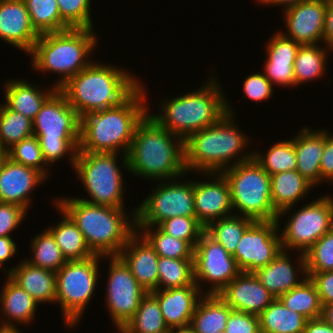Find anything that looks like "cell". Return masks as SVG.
<instances>
[{
	"mask_svg": "<svg viewBox=\"0 0 333 333\" xmlns=\"http://www.w3.org/2000/svg\"><path fill=\"white\" fill-rule=\"evenodd\" d=\"M322 43L333 52V1L326 0Z\"/></svg>",
	"mask_w": 333,
	"mask_h": 333,
	"instance_id": "obj_54",
	"label": "cell"
},
{
	"mask_svg": "<svg viewBox=\"0 0 333 333\" xmlns=\"http://www.w3.org/2000/svg\"><path fill=\"white\" fill-rule=\"evenodd\" d=\"M45 182L47 178L37 169L7 158L0 171V202L18 205L28 212L34 201L31 193Z\"/></svg>",
	"mask_w": 333,
	"mask_h": 333,
	"instance_id": "obj_19",
	"label": "cell"
},
{
	"mask_svg": "<svg viewBox=\"0 0 333 333\" xmlns=\"http://www.w3.org/2000/svg\"><path fill=\"white\" fill-rule=\"evenodd\" d=\"M98 39L94 29L86 28L40 34L28 54L31 68L34 72L58 75L52 86L59 89L93 61Z\"/></svg>",
	"mask_w": 333,
	"mask_h": 333,
	"instance_id": "obj_7",
	"label": "cell"
},
{
	"mask_svg": "<svg viewBox=\"0 0 333 333\" xmlns=\"http://www.w3.org/2000/svg\"><path fill=\"white\" fill-rule=\"evenodd\" d=\"M103 256L67 261L56 272V302L64 320V327H78L87 305L96 294Z\"/></svg>",
	"mask_w": 333,
	"mask_h": 333,
	"instance_id": "obj_11",
	"label": "cell"
},
{
	"mask_svg": "<svg viewBox=\"0 0 333 333\" xmlns=\"http://www.w3.org/2000/svg\"><path fill=\"white\" fill-rule=\"evenodd\" d=\"M213 73L215 70L209 72L211 77H207L198 89L159 102L156 114L148 108V115L184 141L191 134L214 125L227 113V95L221 88L218 75Z\"/></svg>",
	"mask_w": 333,
	"mask_h": 333,
	"instance_id": "obj_6",
	"label": "cell"
},
{
	"mask_svg": "<svg viewBox=\"0 0 333 333\" xmlns=\"http://www.w3.org/2000/svg\"><path fill=\"white\" fill-rule=\"evenodd\" d=\"M139 232L162 257L171 259H193L194 248L185 240L164 233L158 226L136 227Z\"/></svg>",
	"mask_w": 333,
	"mask_h": 333,
	"instance_id": "obj_41",
	"label": "cell"
},
{
	"mask_svg": "<svg viewBox=\"0 0 333 333\" xmlns=\"http://www.w3.org/2000/svg\"><path fill=\"white\" fill-rule=\"evenodd\" d=\"M127 158L128 174L139 179L155 183L187 174L184 140L148 114L136 127Z\"/></svg>",
	"mask_w": 333,
	"mask_h": 333,
	"instance_id": "obj_3",
	"label": "cell"
},
{
	"mask_svg": "<svg viewBox=\"0 0 333 333\" xmlns=\"http://www.w3.org/2000/svg\"><path fill=\"white\" fill-rule=\"evenodd\" d=\"M269 37L264 51L266 60L263 65V73L275 87H295L293 64L300 47L294 40L283 36L279 31H274Z\"/></svg>",
	"mask_w": 333,
	"mask_h": 333,
	"instance_id": "obj_22",
	"label": "cell"
},
{
	"mask_svg": "<svg viewBox=\"0 0 333 333\" xmlns=\"http://www.w3.org/2000/svg\"><path fill=\"white\" fill-rule=\"evenodd\" d=\"M170 333H195L190 326L171 329Z\"/></svg>",
	"mask_w": 333,
	"mask_h": 333,
	"instance_id": "obj_60",
	"label": "cell"
},
{
	"mask_svg": "<svg viewBox=\"0 0 333 333\" xmlns=\"http://www.w3.org/2000/svg\"><path fill=\"white\" fill-rule=\"evenodd\" d=\"M279 299L288 309L303 315L307 320L321 317L323 306L316 286L309 277Z\"/></svg>",
	"mask_w": 333,
	"mask_h": 333,
	"instance_id": "obj_36",
	"label": "cell"
},
{
	"mask_svg": "<svg viewBox=\"0 0 333 333\" xmlns=\"http://www.w3.org/2000/svg\"><path fill=\"white\" fill-rule=\"evenodd\" d=\"M326 0H307L282 12L285 31L283 36L300 45L322 44Z\"/></svg>",
	"mask_w": 333,
	"mask_h": 333,
	"instance_id": "obj_18",
	"label": "cell"
},
{
	"mask_svg": "<svg viewBox=\"0 0 333 333\" xmlns=\"http://www.w3.org/2000/svg\"><path fill=\"white\" fill-rule=\"evenodd\" d=\"M303 1L307 0H255V2L259 5L263 6H277V7H282L281 10L284 11L285 9L295 6L296 4H299Z\"/></svg>",
	"mask_w": 333,
	"mask_h": 333,
	"instance_id": "obj_56",
	"label": "cell"
},
{
	"mask_svg": "<svg viewBox=\"0 0 333 333\" xmlns=\"http://www.w3.org/2000/svg\"><path fill=\"white\" fill-rule=\"evenodd\" d=\"M52 204L61 216L59 222L52 226H46L55 238L56 244L60 248L67 261L84 260L94 256L85 242L82 232L79 230L72 218L55 203Z\"/></svg>",
	"mask_w": 333,
	"mask_h": 333,
	"instance_id": "obj_31",
	"label": "cell"
},
{
	"mask_svg": "<svg viewBox=\"0 0 333 333\" xmlns=\"http://www.w3.org/2000/svg\"><path fill=\"white\" fill-rule=\"evenodd\" d=\"M108 259L106 283V312L111 318L116 332H120L133 318L142 298L148 293L130 272L119 256H103Z\"/></svg>",
	"mask_w": 333,
	"mask_h": 333,
	"instance_id": "obj_14",
	"label": "cell"
},
{
	"mask_svg": "<svg viewBox=\"0 0 333 333\" xmlns=\"http://www.w3.org/2000/svg\"><path fill=\"white\" fill-rule=\"evenodd\" d=\"M277 220L254 221L243 233L234 259L242 272H254L269 264L283 249Z\"/></svg>",
	"mask_w": 333,
	"mask_h": 333,
	"instance_id": "obj_16",
	"label": "cell"
},
{
	"mask_svg": "<svg viewBox=\"0 0 333 333\" xmlns=\"http://www.w3.org/2000/svg\"><path fill=\"white\" fill-rule=\"evenodd\" d=\"M32 26L39 34L59 32L70 27L61 19L57 0H23Z\"/></svg>",
	"mask_w": 333,
	"mask_h": 333,
	"instance_id": "obj_42",
	"label": "cell"
},
{
	"mask_svg": "<svg viewBox=\"0 0 333 333\" xmlns=\"http://www.w3.org/2000/svg\"><path fill=\"white\" fill-rule=\"evenodd\" d=\"M33 136L37 137L43 159L50 169L52 164L66 157L74 169L80 140V117L59 89L46 99L33 119Z\"/></svg>",
	"mask_w": 333,
	"mask_h": 333,
	"instance_id": "obj_8",
	"label": "cell"
},
{
	"mask_svg": "<svg viewBox=\"0 0 333 333\" xmlns=\"http://www.w3.org/2000/svg\"><path fill=\"white\" fill-rule=\"evenodd\" d=\"M289 253L282 250L269 264L253 272L275 298H279L307 278L305 254L298 253L294 261Z\"/></svg>",
	"mask_w": 333,
	"mask_h": 333,
	"instance_id": "obj_20",
	"label": "cell"
},
{
	"mask_svg": "<svg viewBox=\"0 0 333 333\" xmlns=\"http://www.w3.org/2000/svg\"><path fill=\"white\" fill-rule=\"evenodd\" d=\"M61 19L70 28L94 29L91 0H57Z\"/></svg>",
	"mask_w": 333,
	"mask_h": 333,
	"instance_id": "obj_46",
	"label": "cell"
},
{
	"mask_svg": "<svg viewBox=\"0 0 333 333\" xmlns=\"http://www.w3.org/2000/svg\"><path fill=\"white\" fill-rule=\"evenodd\" d=\"M187 175L189 173L180 179L157 181L151 193L136 206V227L158 226L178 216H196L193 181Z\"/></svg>",
	"mask_w": 333,
	"mask_h": 333,
	"instance_id": "obj_13",
	"label": "cell"
},
{
	"mask_svg": "<svg viewBox=\"0 0 333 333\" xmlns=\"http://www.w3.org/2000/svg\"><path fill=\"white\" fill-rule=\"evenodd\" d=\"M74 197L61 195L55 198V203L76 223L94 255L118 256L136 232V207L128 211L90 204Z\"/></svg>",
	"mask_w": 333,
	"mask_h": 333,
	"instance_id": "obj_5",
	"label": "cell"
},
{
	"mask_svg": "<svg viewBox=\"0 0 333 333\" xmlns=\"http://www.w3.org/2000/svg\"><path fill=\"white\" fill-rule=\"evenodd\" d=\"M332 195H319L318 198L309 201L310 203H302L300 208L292 206L278 213V225L283 217L288 215L284 228L282 231L279 229L284 251L305 254L319 238L333 228ZM294 207L297 208L296 211Z\"/></svg>",
	"mask_w": 333,
	"mask_h": 333,
	"instance_id": "obj_12",
	"label": "cell"
},
{
	"mask_svg": "<svg viewBox=\"0 0 333 333\" xmlns=\"http://www.w3.org/2000/svg\"><path fill=\"white\" fill-rule=\"evenodd\" d=\"M118 256L148 293L158 290L159 255L139 232L128 239Z\"/></svg>",
	"mask_w": 333,
	"mask_h": 333,
	"instance_id": "obj_25",
	"label": "cell"
},
{
	"mask_svg": "<svg viewBox=\"0 0 333 333\" xmlns=\"http://www.w3.org/2000/svg\"><path fill=\"white\" fill-rule=\"evenodd\" d=\"M150 293L157 299L170 330L190 326L196 307L204 296L197 285L154 290Z\"/></svg>",
	"mask_w": 333,
	"mask_h": 333,
	"instance_id": "obj_24",
	"label": "cell"
},
{
	"mask_svg": "<svg viewBox=\"0 0 333 333\" xmlns=\"http://www.w3.org/2000/svg\"><path fill=\"white\" fill-rule=\"evenodd\" d=\"M158 227L166 234L187 241L193 248L199 241L205 228L196 216H178L165 220Z\"/></svg>",
	"mask_w": 333,
	"mask_h": 333,
	"instance_id": "obj_47",
	"label": "cell"
},
{
	"mask_svg": "<svg viewBox=\"0 0 333 333\" xmlns=\"http://www.w3.org/2000/svg\"><path fill=\"white\" fill-rule=\"evenodd\" d=\"M7 276L39 305L56 302V272L31 265L25 259L11 266Z\"/></svg>",
	"mask_w": 333,
	"mask_h": 333,
	"instance_id": "obj_27",
	"label": "cell"
},
{
	"mask_svg": "<svg viewBox=\"0 0 333 333\" xmlns=\"http://www.w3.org/2000/svg\"><path fill=\"white\" fill-rule=\"evenodd\" d=\"M231 310L218 294H204L192 316L190 327L195 333L225 331Z\"/></svg>",
	"mask_w": 333,
	"mask_h": 333,
	"instance_id": "obj_33",
	"label": "cell"
},
{
	"mask_svg": "<svg viewBox=\"0 0 333 333\" xmlns=\"http://www.w3.org/2000/svg\"><path fill=\"white\" fill-rule=\"evenodd\" d=\"M226 178L235 215L254 221L277 220L271 199L270 175L252 157L221 172Z\"/></svg>",
	"mask_w": 333,
	"mask_h": 333,
	"instance_id": "obj_10",
	"label": "cell"
},
{
	"mask_svg": "<svg viewBox=\"0 0 333 333\" xmlns=\"http://www.w3.org/2000/svg\"><path fill=\"white\" fill-rule=\"evenodd\" d=\"M26 216L24 208L0 202V237H12V232L22 224Z\"/></svg>",
	"mask_w": 333,
	"mask_h": 333,
	"instance_id": "obj_49",
	"label": "cell"
},
{
	"mask_svg": "<svg viewBox=\"0 0 333 333\" xmlns=\"http://www.w3.org/2000/svg\"><path fill=\"white\" fill-rule=\"evenodd\" d=\"M261 333H303L307 319L288 309L279 298L258 315Z\"/></svg>",
	"mask_w": 333,
	"mask_h": 333,
	"instance_id": "obj_34",
	"label": "cell"
},
{
	"mask_svg": "<svg viewBox=\"0 0 333 333\" xmlns=\"http://www.w3.org/2000/svg\"><path fill=\"white\" fill-rule=\"evenodd\" d=\"M321 318L333 327V302L323 306Z\"/></svg>",
	"mask_w": 333,
	"mask_h": 333,
	"instance_id": "obj_57",
	"label": "cell"
},
{
	"mask_svg": "<svg viewBox=\"0 0 333 333\" xmlns=\"http://www.w3.org/2000/svg\"><path fill=\"white\" fill-rule=\"evenodd\" d=\"M145 86L142 80L141 85L120 105L81 117L78 152H121L127 155L137 125L149 112Z\"/></svg>",
	"mask_w": 333,
	"mask_h": 333,
	"instance_id": "obj_1",
	"label": "cell"
},
{
	"mask_svg": "<svg viewBox=\"0 0 333 333\" xmlns=\"http://www.w3.org/2000/svg\"><path fill=\"white\" fill-rule=\"evenodd\" d=\"M316 286L322 306L333 302V271L313 273L309 277Z\"/></svg>",
	"mask_w": 333,
	"mask_h": 333,
	"instance_id": "obj_52",
	"label": "cell"
},
{
	"mask_svg": "<svg viewBox=\"0 0 333 333\" xmlns=\"http://www.w3.org/2000/svg\"><path fill=\"white\" fill-rule=\"evenodd\" d=\"M253 222L254 220L248 217L234 214L211 222L205 232L233 255L244 231Z\"/></svg>",
	"mask_w": 333,
	"mask_h": 333,
	"instance_id": "obj_39",
	"label": "cell"
},
{
	"mask_svg": "<svg viewBox=\"0 0 333 333\" xmlns=\"http://www.w3.org/2000/svg\"><path fill=\"white\" fill-rule=\"evenodd\" d=\"M7 158H8V150L0 144V171Z\"/></svg>",
	"mask_w": 333,
	"mask_h": 333,
	"instance_id": "obj_59",
	"label": "cell"
},
{
	"mask_svg": "<svg viewBox=\"0 0 333 333\" xmlns=\"http://www.w3.org/2000/svg\"><path fill=\"white\" fill-rule=\"evenodd\" d=\"M23 330H20L18 327L13 326H1L0 325V333H23Z\"/></svg>",
	"mask_w": 333,
	"mask_h": 333,
	"instance_id": "obj_58",
	"label": "cell"
},
{
	"mask_svg": "<svg viewBox=\"0 0 333 333\" xmlns=\"http://www.w3.org/2000/svg\"><path fill=\"white\" fill-rule=\"evenodd\" d=\"M33 136V120L0 104V144L7 150Z\"/></svg>",
	"mask_w": 333,
	"mask_h": 333,
	"instance_id": "obj_43",
	"label": "cell"
},
{
	"mask_svg": "<svg viewBox=\"0 0 333 333\" xmlns=\"http://www.w3.org/2000/svg\"><path fill=\"white\" fill-rule=\"evenodd\" d=\"M120 333H170L157 299L149 292Z\"/></svg>",
	"mask_w": 333,
	"mask_h": 333,
	"instance_id": "obj_35",
	"label": "cell"
},
{
	"mask_svg": "<svg viewBox=\"0 0 333 333\" xmlns=\"http://www.w3.org/2000/svg\"><path fill=\"white\" fill-rule=\"evenodd\" d=\"M8 158L25 166L40 171L47 179L50 178V168L46 165L36 136H31L14 144L8 149Z\"/></svg>",
	"mask_w": 333,
	"mask_h": 333,
	"instance_id": "obj_44",
	"label": "cell"
},
{
	"mask_svg": "<svg viewBox=\"0 0 333 333\" xmlns=\"http://www.w3.org/2000/svg\"><path fill=\"white\" fill-rule=\"evenodd\" d=\"M270 179L272 204L277 213L300 201L304 203L314 187L297 170L279 172L270 175Z\"/></svg>",
	"mask_w": 333,
	"mask_h": 333,
	"instance_id": "obj_30",
	"label": "cell"
},
{
	"mask_svg": "<svg viewBox=\"0 0 333 333\" xmlns=\"http://www.w3.org/2000/svg\"><path fill=\"white\" fill-rule=\"evenodd\" d=\"M41 86L39 83L32 84L21 78L7 80L3 84V103L9 109L33 120L46 99L56 90L52 85L49 89H43Z\"/></svg>",
	"mask_w": 333,
	"mask_h": 333,
	"instance_id": "obj_29",
	"label": "cell"
},
{
	"mask_svg": "<svg viewBox=\"0 0 333 333\" xmlns=\"http://www.w3.org/2000/svg\"><path fill=\"white\" fill-rule=\"evenodd\" d=\"M121 168L128 172V158L125 154L78 152L73 172L77 174V180L89 197L77 198L94 205L125 208L127 189L124 187L125 175Z\"/></svg>",
	"mask_w": 333,
	"mask_h": 333,
	"instance_id": "obj_9",
	"label": "cell"
},
{
	"mask_svg": "<svg viewBox=\"0 0 333 333\" xmlns=\"http://www.w3.org/2000/svg\"><path fill=\"white\" fill-rule=\"evenodd\" d=\"M193 259L195 283L204 294H219L242 272L233 255L205 231L194 247Z\"/></svg>",
	"mask_w": 333,
	"mask_h": 333,
	"instance_id": "obj_15",
	"label": "cell"
},
{
	"mask_svg": "<svg viewBox=\"0 0 333 333\" xmlns=\"http://www.w3.org/2000/svg\"><path fill=\"white\" fill-rule=\"evenodd\" d=\"M243 93L252 102H262L270 100L275 92V87L270 80L264 75L263 71L252 72L243 80Z\"/></svg>",
	"mask_w": 333,
	"mask_h": 333,
	"instance_id": "obj_48",
	"label": "cell"
},
{
	"mask_svg": "<svg viewBox=\"0 0 333 333\" xmlns=\"http://www.w3.org/2000/svg\"><path fill=\"white\" fill-rule=\"evenodd\" d=\"M332 53L323 43L300 45L293 64L295 86L316 82L325 77L328 74L327 58Z\"/></svg>",
	"mask_w": 333,
	"mask_h": 333,
	"instance_id": "obj_32",
	"label": "cell"
},
{
	"mask_svg": "<svg viewBox=\"0 0 333 333\" xmlns=\"http://www.w3.org/2000/svg\"><path fill=\"white\" fill-rule=\"evenodd\" d=\"M4 276L5 281L0 289V325H30L35 320L37 307L41 305L7 275Z\"/></svg>",
	"mask_w": 333,
	"mask_h": 333,
	"instance_id": "obj_28",
	"label": "cell"
},
{
	"mask_svg": "<svg viewBox=\"0 0 333 333\" xmlns=\"http://www.w3.org/2000/svg\"><path fill=\"white\" fill-rule=\"evenodd\" d=\"M227 98V113L214 125L191 134L184 141L187 173H221L252 158V140L235 122L236 113Z\"/></svg>",
	"mask_w": 333,
	"mask_h": 333,
	"instance_id": "obj_2",
	"label": "cell"
},
{
	"mask_svg": "<svg viewBox=\"0 0 333 333\" xmlns=\"http://www.w3.org/2000/svg\"><path fill=\"white\" fill-rule=\"evenodd\" d=\"M196 285L194 259H171L159 256L158 290Z\"/></svg>",
	"mask_w": 333,
	"mask_h": 333,
	"instance_id": "obj_40",
	"label": "cell"
},
{
	"mask_svg": "<svg viewBox=\"0 0 333 333\" xmlns=\"http://www.w3.org/2000/svg\"><path fill=\"white\" fill-rule=\"evenodd\" d=\"M314 129L307 125L299 128L293 137V144L297 157L296 170L315 188L321 185L320 164L324 149V128Z\"/></svg>",
	"mask_w": 333,
	"mask_h": 333,
	"instance_id": "obj_26",
	"label": "cell"
},
{
	"mask_svg": "<svg viewBox=\"0 0 333 333\" xmlns=\"http://www.w3.org/2000/svg\"><path fill=\"white\" fill-rule=\"evenodd\" d=\"M291 138L272 144L265 150L266 152L252 149V157L269 175L288 170H296L297 157L293 137Z\"/></svg>",
	"mask_w": 333,
	"mask_h": 333,
	"instance_id": "obj_37",
	"label": "cell"
},
{
	"mask_svg": "<svg viewBox=\"0 0 333 333\" xmlns=\"http://www.w3.org/2000/svg\"><path fill=\"white\" fill-rule=\"evenodd\" d=\"M303 333H333V327L319 317L307 320Z\"/></svg>",
	"mask_w": 333,
	"mask_h": 333,
	"instance_id": "obj_55",
	"label": "cell"
},
{
	"mask_svg": "<svg viewBox=\"0 0 333 333\" xmlns=\"http://www.w3.org/2000/svg\"><path fill=\"white\" fill-rule=\"evenodd\" d=\"M233 310L261 314L275 297L253 272H241L219 294Z\"/></svg>",
	"mask_w": 333,
	"mask_h": 333,
	"instance_id": "obj_23",
	"label": "cell"
},
{
	"mask_svg": "<svg viewBox=\"0 0 333 333\" xmlns=\"http://www.w3.org/2000/svg\"><path fill=\"white\" fill-rule=\"evenodd\" d=\"M31 257L25 259L33 266L57 272L66 262L51 232L45 228L31 239Z\"/></svg>",
	"mask_w": 333,
	"mask_h": 333,
	"instance_id": "obj_38",
	"label": "cell"
},
{
	"mask_svg": "<svg viewBox=\"0 0 333 333\" xmlns=\"http://www.w3.org/2000/svg\"><path fill=\"white\" fill-rule=\"evenodd\" d=\"M93 59L59 88L80 118L120 105L141 85V79L128 69Z\"/></svg>",
	"mask_w": 333,
	"mask_h": 333,
	"instance_id": "obj_4",
	"label": "cell"
},
{
	"mask_svg": "<svg viewBox=\"0 0 333 333\" xmlns=\"http://www.w3.org/2000/svg\"><path fill=\"white\" fill-rule=\"evenodd\" d=\"M39 36L23 0H0V41L28 56Z\"/></svg>",
	"mask_w": 333,
	"mask_h": 333,
	"instance_id": "obj_21",
	"label": "cell"
},
{
	"mask_svg": "<svg viewBox=\"0 0 333 333\" xmlns=\"http://www.w3.org/2000/svg\"><path fill=\"white\" fill-rule=\"evenodd\" d=\"M321 185L328 181L333 184V133L324 128V149L320 164ZM324 181V182H323Z\"/></svg>",
	"mask_w": 333,
	"mask_h": 333,
	"instance_id": "obj_51",
	"label": "cell"
},
{
	"mask_svg": "<svg viewBox=\"0 0 333 333\" xmlns=\"http://www.w3.org/2000/svg\"><path fill=\"white\" fill-rule=\"evenodd\" d=\"M307 277L333 271V228L319 238L305 253Z\"/></svg>",
	"mask_w": 333,
	"mask_h": 333,
	"instance_id": "obj_45",
	"label": "cell"
},
{
	"mask_svg": "<svg viewBox=\"0 0 333 333\" xmlns=\"http://www.w3.org/2000/svg\"><path fill=\"white\" fill-rule=\"evenodd\" d=\"M225 333H261L259 316L232 309Z\"/></svg>",
	"mask_w": 333,
	"mask_h": 333,
	"instance_id": "obj_50",
	"label": "cell"
},
{
	"mask_svg": "<svg viewBox=\"0 0 333 333\" xmlns=\"http://www.w3.org/2000/svg\"><path fill=\"white\" fill-rule=\"evenodd\" d=\"M198 174H201V179L203 176L206 179L193 180L195 214L198 222L206 228L211 222L234 215V211L230 187L224 175L215 172Z\"/></svg>",
	"mask_w": 333,
	"mask_h": 333,
	"instance_id": "obj_17",
	"label": "cell"
},
{
	"mask_svg": "<svg viewBox=\"0 0 333 333\" xmlns=\"http://www.w3.org/2000/svg\"><path fill=\"white\" fill-rule=\"evenodd\" d=\"M18 247L16 242L12 239V237H0V269L4 274H8L10 272V268H8L5 264L10 262V259L16 255ZM6 266V267H5Z\"/></svg>",
	"mask_w": 333,
	"mask_h": 333,
	"instance_id": "obj_53",
	"label": "cell"
}]
</instances>
